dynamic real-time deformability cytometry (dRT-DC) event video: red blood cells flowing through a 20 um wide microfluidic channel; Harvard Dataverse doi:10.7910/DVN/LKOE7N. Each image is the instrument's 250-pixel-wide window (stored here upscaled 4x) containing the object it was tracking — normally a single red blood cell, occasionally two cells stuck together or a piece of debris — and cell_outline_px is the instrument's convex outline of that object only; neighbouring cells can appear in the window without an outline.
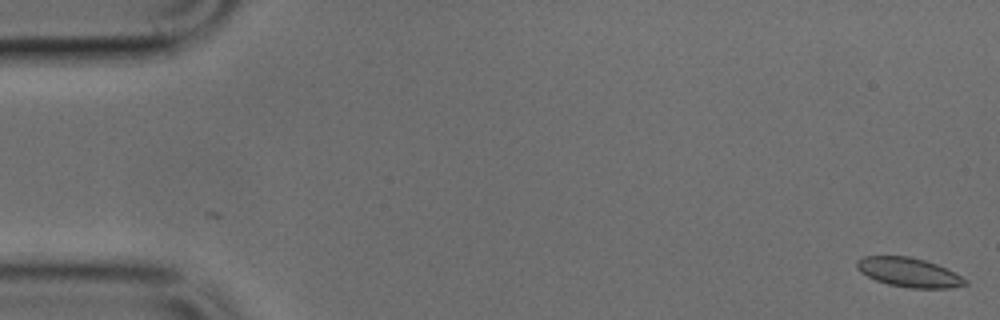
{"species": "common noctule bat (a hibernating species)", "species_latin": "Nyctalus noctula", "temperature_condition": "cold", "stored_images_in_passage": 4, "camera_frame_rate_fps": 3000, "um_per_image_px": 0.085, "animal": {"sex": "male", "body_mass_g": 17.9, "forearm_length_mm": 54.2}, "frame": {"image": 1, "passage_image": 4, "time_ms": 1.0, "image_size_px": [1000, 320], "cell_outline_px": [[968, 284], [952, 288], [908, 288], [888, 284], [876, 280], [860, 272], [856, 268], [856, 260], [864, 256], [908, 256], [924, 260], [936, 264], [968, 280]], "centroid_in_image_um": [77.23, 23.15], "position_along_channel_um": 7.8, "area_um2": 18.38}}